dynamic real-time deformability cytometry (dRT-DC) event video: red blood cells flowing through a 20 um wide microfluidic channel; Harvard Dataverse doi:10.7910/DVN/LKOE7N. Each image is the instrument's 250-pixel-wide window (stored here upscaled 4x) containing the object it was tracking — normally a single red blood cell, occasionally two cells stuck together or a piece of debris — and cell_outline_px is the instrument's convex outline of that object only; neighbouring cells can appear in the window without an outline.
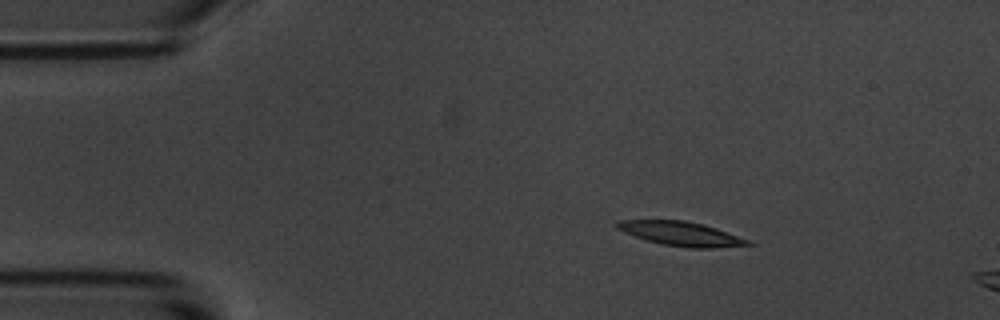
{"species": "common noctule bat (a hibernating species)", "species_latin": "Nyctalus noctula", "temperature_condition": "room temperature", "stored_images_in_passage": 13, "camera_frame_rate_fps": 3000, "um_per_image_px": 0.085, "animal": {"sex": "male", "body_mass_g": 20.1, "forearm_length_mm": 53.5}, "frame": {"image": 1, "passage_image": 8, "time_ms": 2.333, "image_size_px": [1000, 320], "cell_outline_px": [[756, 244], [712, 248], [688, 248], [664, 244], [648, 240], [624, 232], [616, 228], [612, 224], [616, 220], [684, 220], [704, 224], [716, 228], [748, 240]], "centroid_in_image_um": [57.86, 19.85], "position_along_channel_um": 27.1, "area_um2": 18.32}}